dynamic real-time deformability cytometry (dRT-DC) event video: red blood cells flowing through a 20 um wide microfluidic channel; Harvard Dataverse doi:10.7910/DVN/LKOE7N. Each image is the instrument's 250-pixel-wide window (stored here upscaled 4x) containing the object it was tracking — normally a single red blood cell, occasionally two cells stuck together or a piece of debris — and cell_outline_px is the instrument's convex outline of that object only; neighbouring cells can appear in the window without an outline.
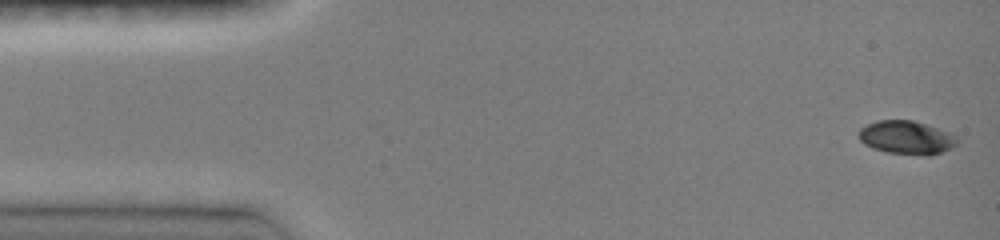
{"species": "common noctule bat (a hibernating species)", "species_latin": "Nyctalus noctula", "temperature_condition": "room temperature", "stored_images_in_passage": 11, "camera_frame_rate_fps": 3000, "um_per_image_px": 0.085, "animal": {"sex": "female", "body_mass_g": 19.0, "forearm_length_mm": 51.5}, "frame": {"image": 1, "passage_image": 1, "time_ms": 0.0, "image_size_px": [1000, 240], "cell_outline_px": [[960, 140], [956, 144], [940, 152], [928, 156], [924, 156], [888, 152], [872, 148], [864, 144], [860, 140], [860, 128], [876, 120], [912, 120], [948, 132], [956, 136]], "centroid_in_image_um": [77.04, 11.69], "position_along_channel_um": 8.0, "area_um2": 18.96}}
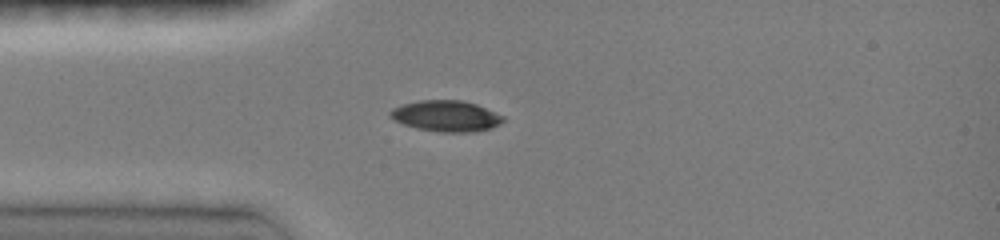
{"frame": {"image": 2, "passage_image": 10, "time_ms": 3.667, "image_size_px": [1000, 240], "cell_outline_px": [[504, 120], [500, 124], [492, 128], [476, 132], [440, 132], [416, 128], [404, 124], [388, 116], [388, 112], [392, 108], [400, 104], [420, 100], [460, 100], [476, 104], [504, 116]], "centroid_in_image_um": [37.91, 9.86], "position_along_channel_um": 47.1, "area_um2": 20.52}}